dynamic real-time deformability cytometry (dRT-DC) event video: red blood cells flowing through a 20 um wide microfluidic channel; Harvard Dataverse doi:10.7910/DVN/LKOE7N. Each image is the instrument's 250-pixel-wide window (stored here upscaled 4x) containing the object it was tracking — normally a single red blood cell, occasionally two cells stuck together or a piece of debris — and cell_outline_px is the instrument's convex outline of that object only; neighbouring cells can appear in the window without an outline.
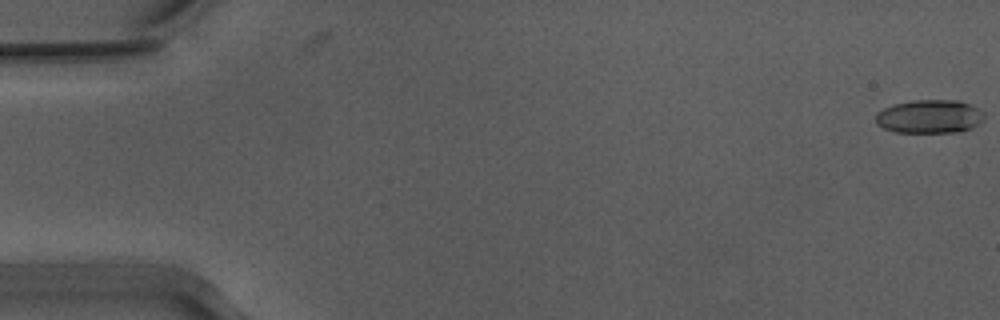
{"species": "Egyptian fruit bat (a non-hibernating species)", "species_latin": "Rousettus aegyptiacus", "temperature_condition": "warm", "stored_images_in_passage": 37, "camera_frame_rate_fps": 3000, "um_per_image_px": 0.085, "animal": {"sex": "male"}, "frame": {"image": 1, "passage_image": 1, "time_ms": 0.0, "image_size_px": [1000, 320], "cell_outline_px": [[984, 116], [972, 128], [960, 132], [896, 132], [884, 128], [876, 124], [876, 112], [892, 104], [912, 100], [960, 100], [984, 112]], "centroid_in_image_um": [78.97, 9.9], "position_along_channel_um": 6.0, "area_um2": 21.15}}
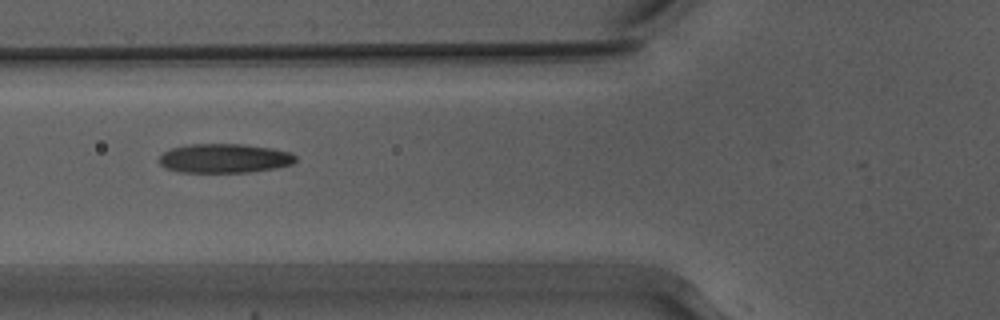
{"frame": {"image": 2, "passage_image": 21, "time_ms": 6.667, "image_size_px": [1000, 320], "cell_outline_px": [[296, 160], [292, 164], [276, 168], [248, 172], [180, 172], [164, 168], [160, 164], [160, 156], [164, 152], [172, 148], [192, 144], [240, 144], [272, 148], [288, 152], [296, 156]], "centroid_in_image_um": [19.07, 13.46], "position_along_channel_um": 106.7, "area_um2": 23.06}}
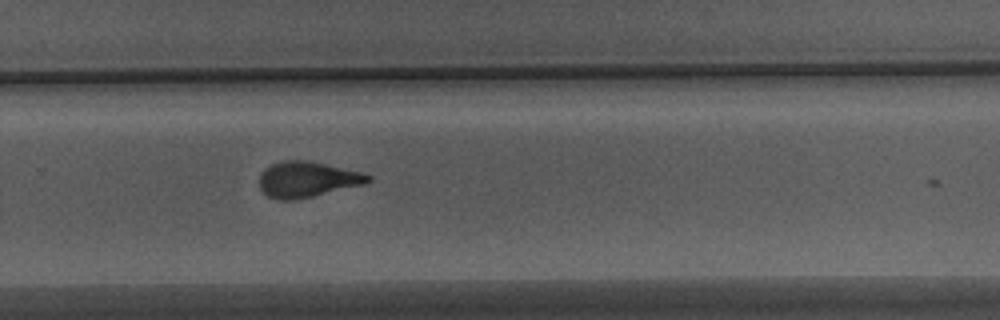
{"frame": {"image": 3, "passage_image": 36, "time_ms": 11.667, "image_size_px": [1000, 320], "cell_outline_px": [[372, 180], [364, 184], [312, 196], [292, 200], [280, 200], [268, 196], [260, 188], [260, 172], [264, 168], [272, 164], [284, 160], [304, 160], [364, 172], [372, 176]], "centroid_in_image_um": [26.11, 15.24], "position_along_channel_um": 303.7, "area_um2": 22.43}}